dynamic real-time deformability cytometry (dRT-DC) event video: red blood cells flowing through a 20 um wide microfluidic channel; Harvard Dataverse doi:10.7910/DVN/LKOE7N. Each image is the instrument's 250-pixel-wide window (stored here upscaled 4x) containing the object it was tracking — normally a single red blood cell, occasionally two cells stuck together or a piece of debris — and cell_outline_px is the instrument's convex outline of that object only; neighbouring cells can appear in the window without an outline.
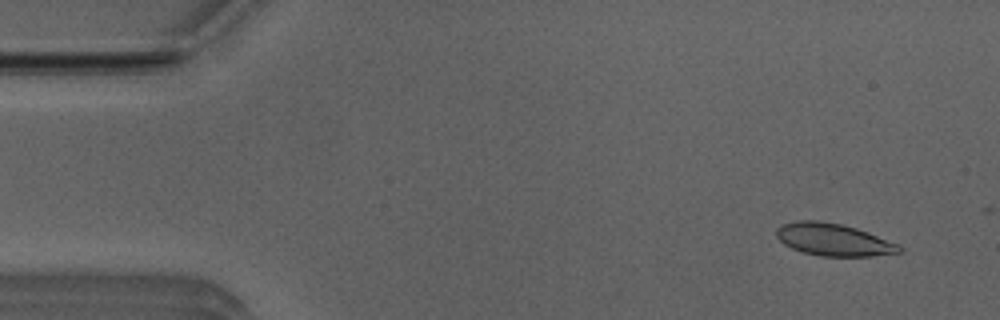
{"species": "Egyptian fruit bat (a non-hibernating species)", "species_latin": "Rousettus aegyptiacus", "temperature_condition": "room temperature", "stored_images_in_passage": 8, "camera_frame_rate_fps": 3000, "um_per_image_px": 0.085, "animal": {"sex": "male"}, "frame": {"image": 1, "passage_image": 2, "time_ms": 0.333, "image_size_px": [1000, 320], "cell_outline_px": [[904, 252], [872, 256], [820, 256], [800, 252], [784, 244], [776, 236], [776, 228], [780, 224], [796, 220], [820, 220], [840, 224], [856, 228], [868, 232], [900, 244], [904, 248]], "centroid_in_image_um": [70.85, 20.37], "position_along_channel_um": 14.1, "area_um2": 23.52}}